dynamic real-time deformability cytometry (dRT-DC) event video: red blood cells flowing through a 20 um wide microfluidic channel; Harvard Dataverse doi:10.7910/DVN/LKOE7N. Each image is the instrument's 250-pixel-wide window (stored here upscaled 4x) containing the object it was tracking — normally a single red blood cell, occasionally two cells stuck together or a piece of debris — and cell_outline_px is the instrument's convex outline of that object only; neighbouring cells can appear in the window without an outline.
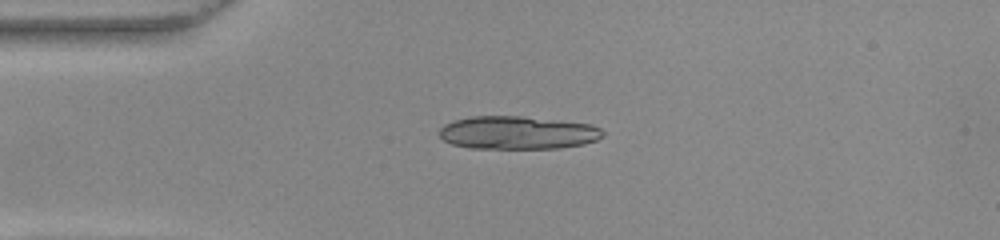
{"species": "common noctule bat (a hibernating species)", "species_latin": "Nyctalus noctula", "temperature_condition": "warm", "stored_images_in_passage": 40, "camera_frame_rate_fps": 3000, "um_per_image_px": 0.085, "animal": {"sex": "female", "body_mass_g": 22.0, "forearm_length_mm": 56.7}, "frame": {"image": 1, "passage_image": 1, "time_ms": 0.0, "image_size_px": [1000, 240], "cell_outline_px": [[604, 136], [596, 140], [584, 144], [560, 148], [468, 148], [452, 144], [444, 140], [440, 136], [440, 128], [444, 124], [456, 120], [472, 116], [520, 116], [592, 124], [600, 128], [604, 132]], "centroid_in_image_um": [44.01, 11.28], "position_along_channel_um": 41.0, "area_um2": 31.5}}